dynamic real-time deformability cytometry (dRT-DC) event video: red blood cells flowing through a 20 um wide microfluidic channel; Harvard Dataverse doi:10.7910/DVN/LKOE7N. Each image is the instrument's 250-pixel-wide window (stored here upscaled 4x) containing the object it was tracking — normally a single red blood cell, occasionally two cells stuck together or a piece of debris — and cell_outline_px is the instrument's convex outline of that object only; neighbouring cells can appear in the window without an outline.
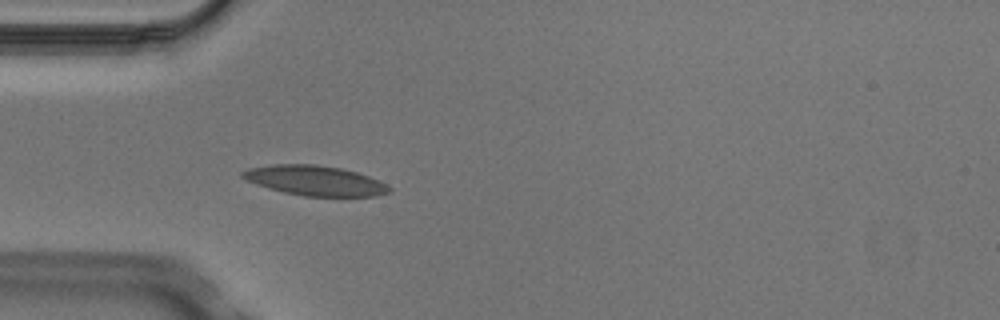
{"species": "Egyptian fruit bat (a non-hibernating species)", "species_latin": "Rousettus aegyptiacus", "temperature_condition": "cold", "stored_images_in_passage": 4, "camera_frame_rate_fps": 3000, "um_per_image_px": 0.085, "animal": {"sex": "male"}, "frame": {"image": 1, "passage_image": 4, "time_ms": 1.0, "image_size_px": [1000, 320], "cell_outline_px": [[392, 192], [376, 196], [304, 196], [284, 192], [268, 188], [256, 184], [240, 176], [240, 172], [248, 168], [272, 164], [316, 164], [340, 168], [356, 172], [368, 176], [388, 184], [392, 188]], "centroid_in_image_um": [26.79, 15.35], "position_along_channel_um": 58.2, "area_um2": 25.66}}